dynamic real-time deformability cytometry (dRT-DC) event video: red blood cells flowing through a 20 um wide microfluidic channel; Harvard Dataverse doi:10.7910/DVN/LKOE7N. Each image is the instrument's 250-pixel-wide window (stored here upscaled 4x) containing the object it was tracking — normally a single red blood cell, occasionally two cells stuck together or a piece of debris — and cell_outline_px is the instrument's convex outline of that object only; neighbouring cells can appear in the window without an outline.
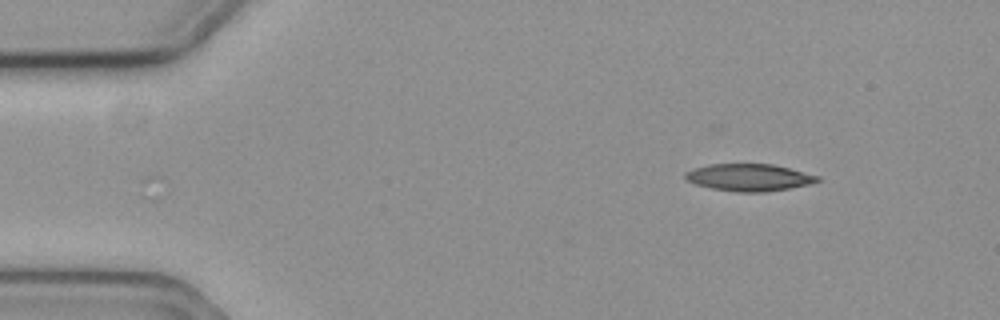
{"species": "common noctule bat (a hibernating species)", "species_latin": "Nyctalus noctula", "temperature_condition": "cold", "stored_images_in_passage": 52, "camera_frame_rate_fps": 3000, "um_per_image_px": 0.085, "animal": {"sex": "female", "body_mass_g": 19.3, "forearm_length_mm": 54.1}, "frame": {"image": 1, "passage_image": 1, "time_ms": 0.0, "image_size_px": [1000, 320], "cell_outline_px": [[820, 180], [808, 184], [788, 188], [764, 192], [740, 192], [712, 188], [696, 184], [688, 180], [684, 176], [684, 172], [708, 164], [772, 164], [820, 176]], "centroid_in_image_um": [63.66, 15.07], "position_along_channel_um": 21.3, "area_um2": 20.58}}
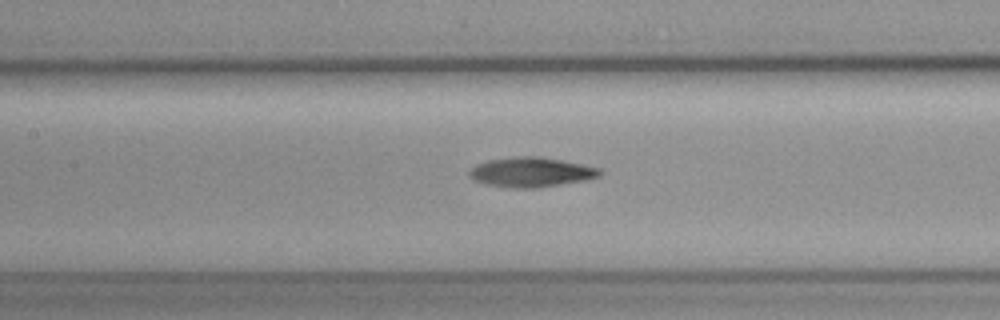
{"frame": {"image": 2, "passage_image": 20, "time_ms": 6.333, "image_size_px": [1000, 320], "cell_outline_px": [[604, 172], [600, 176], [588, 180], [536, 188], [508, 188], [488, 184], [476, 180], [468, 176], [468, 172], [476, 164], [488, 160], [520, 156], [536, 156], [560, 160], [600, 168]], "centroid_in_image_um": [45.17, 14.64], "position_along_channel_um": 162.2, "area_um2": 22.54}}
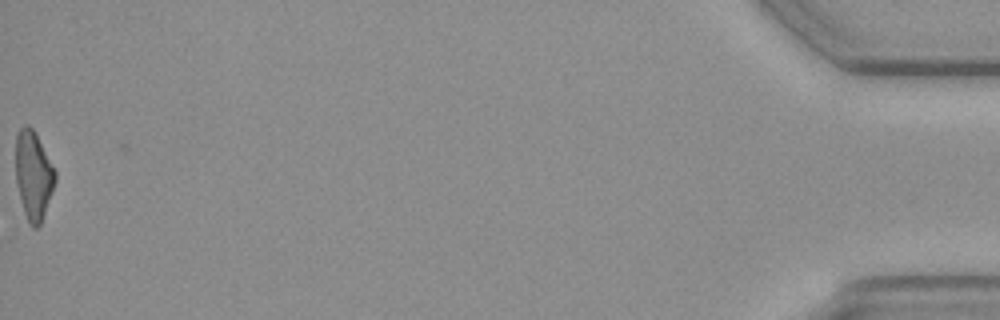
{"frame": {"image": 3, "passage_image": 52, "time_ms": 17.0, "image_size_px": [1000, 320], "cell_outline_px": [[56, 180], [52, 192], [40, 224], [36, 228], [32, 228], [28, 224], [24, 212], [16, 180], [16, 136], [20, 128], [24, 124], [28, 124], [36, 132], [56, 172]], "centroid_in_image_um": [2.84, 14.87], "position_along_channel_um": 432.4, "area_um2": 20.29}}